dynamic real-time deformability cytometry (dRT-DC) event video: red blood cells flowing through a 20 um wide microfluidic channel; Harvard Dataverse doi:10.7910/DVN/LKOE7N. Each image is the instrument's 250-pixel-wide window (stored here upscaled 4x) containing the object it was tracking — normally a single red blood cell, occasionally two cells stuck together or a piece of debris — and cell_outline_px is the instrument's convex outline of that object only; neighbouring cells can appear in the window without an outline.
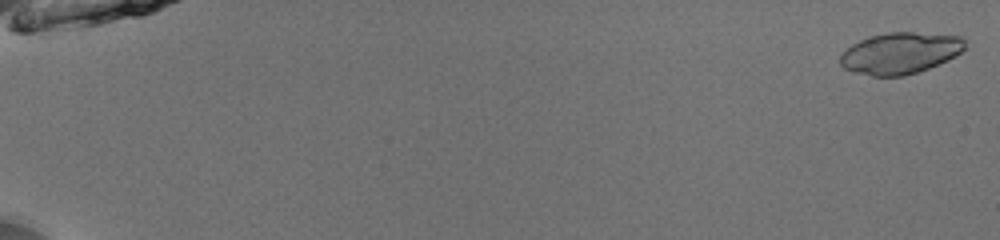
{"species": "common noctule bat (a hibernating species)", "species_latin": "Nyctalus noctula", "temperature_condition": "room temperature", "stored_images_in_passage": 53, "camera_frame_rate_fps": 3000, "um_per_image_px": 0.085, "animal": {"sex": "male", "body_mass_g": 13.0, "forearm_length_mm": 53.1}, "frame": {"image": 1, "passage_image": 2, "time_ms": 0.333, "image_size_px": [1000, 240], "cell_outline_px": [[964, 48], [960, 52], [948, 60], [928, 68], [904, 76], [872, 76], [856, 72], [844, 68], [840, 64], [840, 56], [852, 44], [868, 36], [888, 32], [912, 32], [960, 36], [964, 40]], "centroid_in_image_um": [76.49, 4.51], "position_along_channel_um": 8.5, "area_um2": 29.82}}
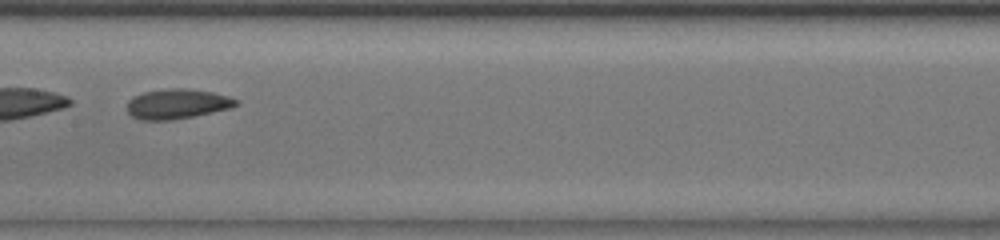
{"frame": {"image": 2, "passage_image": 31, "time_ms": 10.0, "image_size_px": [1000, 240], "cell_outline_px": [[240, 100], [232, 108], [172, 120], [140, 120], [132, 116], [128, 112], [128, 100], [132, 96], [144, 92], [168, 88], [184, 88], [212, 92], [228, 96]], "centroid_in_image_um": [15.05, 8.83], "position_along_channel_um": 192.4, "area_um2": 18.96}, "authors_computed_cell_mechanics": {"area_um2": 29.8248, "velocity_mm_per_s": 3.9707, "shape_relaxation_time_tau1_ms": 5.2913, "shape_relaxation_time_tau2_ms": 4.1667, "deformation_change_tau1": 0.1549, "deformation_change_tau2": 0.0898}}